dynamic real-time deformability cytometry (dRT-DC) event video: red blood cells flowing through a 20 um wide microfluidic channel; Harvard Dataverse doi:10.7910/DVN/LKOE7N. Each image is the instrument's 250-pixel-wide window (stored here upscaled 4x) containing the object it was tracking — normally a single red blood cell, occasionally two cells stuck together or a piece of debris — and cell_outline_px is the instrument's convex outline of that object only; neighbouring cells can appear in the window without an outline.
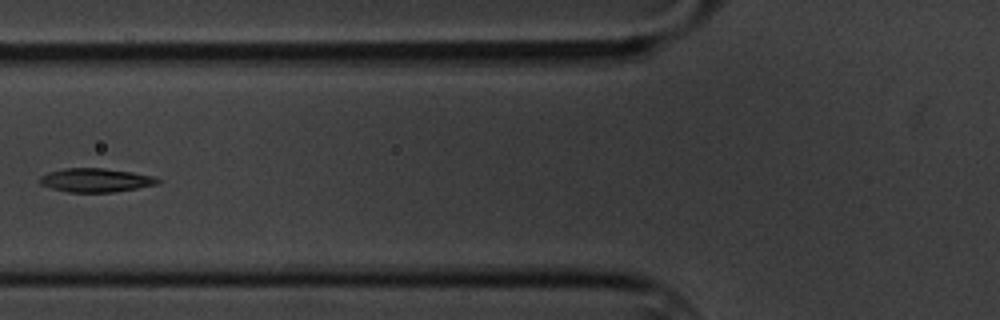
{"species": "common noctule bat (a hibernating species)", "species_latin": "Nyctalus noctula", "temperature_condition": "cold", "stored_images_in_passage": 6, "camera_frame_rate_fps": 3000, "um_per_image_px": 0.085, "animal": {"sex": "male", "body_mass_g": 20.1, "forearm_length_mm": 53.5}, "frame": {"image": 1, "passage_image": 6, "time_ms": 6.0, "image_size_px": [1000, 320], "cell_outline_px": [[160, 180], [156, 184], [116, 192], [68, 192], [48, 188], [40, 184], [40, 176], [48, 172], [64, 168], [104, 168], [132, 172], [152, 176]], "centroid_in_image_um": [8.07, 15.31], "position_along_channel_um": 117.7, "area_um2": 16.3}}